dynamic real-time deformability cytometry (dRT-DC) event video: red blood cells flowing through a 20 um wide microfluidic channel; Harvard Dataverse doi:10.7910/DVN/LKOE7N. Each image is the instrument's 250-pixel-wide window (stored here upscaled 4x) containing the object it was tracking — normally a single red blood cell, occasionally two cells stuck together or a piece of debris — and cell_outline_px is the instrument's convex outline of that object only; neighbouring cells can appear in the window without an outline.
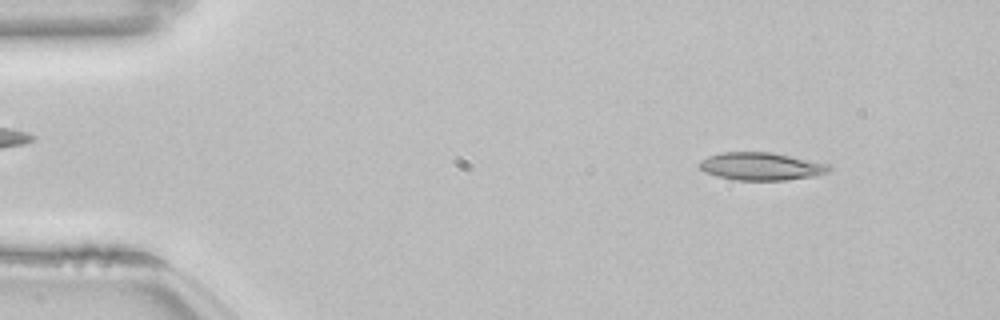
{"species": "common noctule bat (a hibernating species)", "species_latin": "Nyctalus noctula", "temperature_condition": "room temperature", "stored_images_in_passage": 51, "camera_frame_rate_fps": 3000, "um_per_image_px": 0.085, "animal": {"sex": "female", "body_mass_g": 22.7, "forearm_length_mm": 54.2}, "frame": {"image": 1, "passage_image": 4, "time_ms": 1.0, "image_size_px": [1000, 320], "cell_outline_px": [[832, 168], [828, 172], [816, 176], [784, 180], [736, 180], [716, 176], [704, 172], [700, 168], [700, 160], [708, 156], [720, 152], [772, 152], [828, 164]], "centroid_in_image_um": [64.68, 14.14], "position_along_channel_um": 20.3, "area_um2": 20.98}}
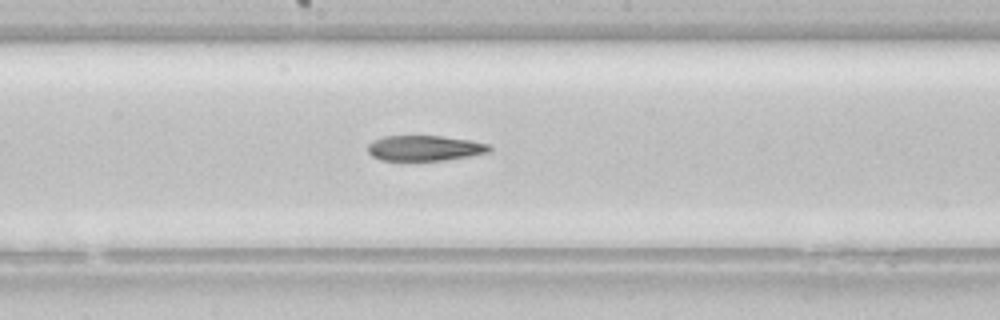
{"frame": {"image": 2, "passage_image": 26, "time_ms": 8.333, "image_size_px": [1000, 320], "cell_outline_px": [[492, 148], [488, 152], [468, 156], [444, 160], [380, 160], [372, 156], [368, 152], [368, 144], [384, 136], [440, 136], [472, 140], [488, 144]], "centroid_in_image_um": [36.1, 12.59], "position_along_channel_um": 212.1, "area_um2": 17.8}}
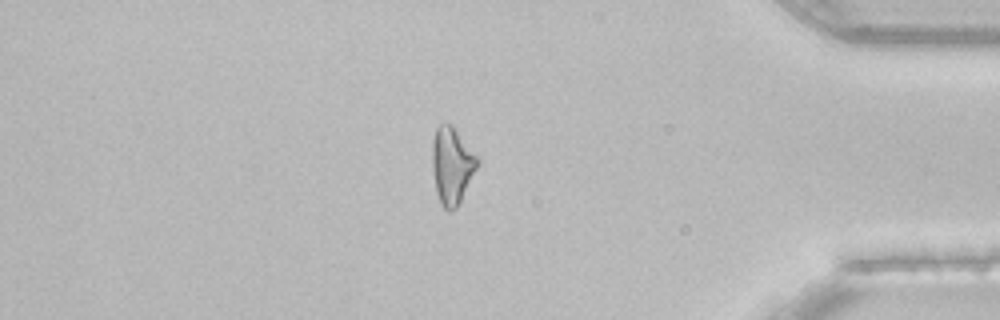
{"frame": {"image": 3, "passage_image": 43, "time_ms": 14.0, "image_size_px": [1000, 320], "cell_outline_px": [[480, 160], [456, 208], [448, 212], [440, 204], [436, 192], [432, 168], [432, 140], [436, 128], [440, 124], [452, 124], [480, 156]], "centroid_in_image_um": [38.41, 14.02], "position_along_channel_um": 396.8, "area_um2": 20.4}}